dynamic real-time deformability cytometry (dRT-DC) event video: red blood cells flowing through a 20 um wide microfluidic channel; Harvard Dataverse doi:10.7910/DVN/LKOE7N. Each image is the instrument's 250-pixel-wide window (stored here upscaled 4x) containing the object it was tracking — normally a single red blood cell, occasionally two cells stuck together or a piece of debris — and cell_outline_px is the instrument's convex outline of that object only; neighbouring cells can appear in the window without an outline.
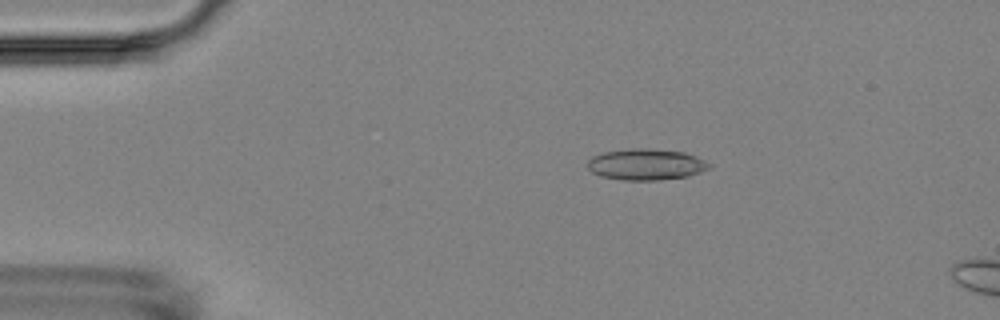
{"species": "Egyptian fruit bat (a non-hibernating species)", "species_latin": "Rousettus aegyptiacus", "temperature_condition": "room temperature", "stored_images_in_passage": 4, "camera_frame_rate_fps": 3000, "um_per_image_px": 0.085, "animal": {"sex": "female"}, "frame": {"image": 1, "passage_image": 2, "time_ms": 1.333, "image_size_px": [1000, 320], "cell_outline_px": [[712, 164], [708, 168], [700, 172], [688, 176], [656, 180], [620, 180], [600, 176], [592, 172], [588, 168], [588, 160], [592, 156], [604, 152], [628, 148], [648, 148], [684, 152], [696, 156]], "centroid_in_image_um": [54.89, 13.97], "position_along_channel_um": 30.1, "area_um2": 22.2}}